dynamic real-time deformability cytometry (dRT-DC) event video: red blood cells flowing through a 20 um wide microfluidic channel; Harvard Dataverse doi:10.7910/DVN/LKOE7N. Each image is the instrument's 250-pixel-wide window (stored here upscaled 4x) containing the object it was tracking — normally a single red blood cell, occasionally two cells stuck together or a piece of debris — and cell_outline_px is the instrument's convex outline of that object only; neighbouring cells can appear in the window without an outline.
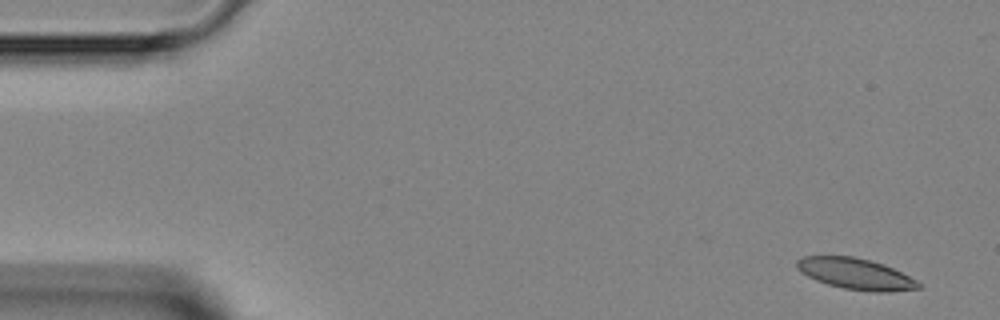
{"species": "Egyptian fruit bat (a non-hibernating species)", "species_latin": "Rousettus aegyptiacus", "temperature_condition": "room temperature", "stored_images_in_passage": 4, "camera_frame_rate_fps": 3000, "um_per_image_px": 0.085, "animal": {"sex": "female"}, "frame": {"image": 1, "passage_image": 1, "time_ms": 0.0, "image_size_px": [1000, 320], "cell_outline_px": [[920, 288], [888, 292], [872, 292], [844, 288], [828, 284], [816, 280], [800, 272], [796, 268], [796, 260], [804, 256], [852, 256], [884, 264], [916, 280], [920, 284]], "centroid_in_image_um": [72.7, 23.27], "position_along_channel_um": 12.3, "area_um2": 21.85}}
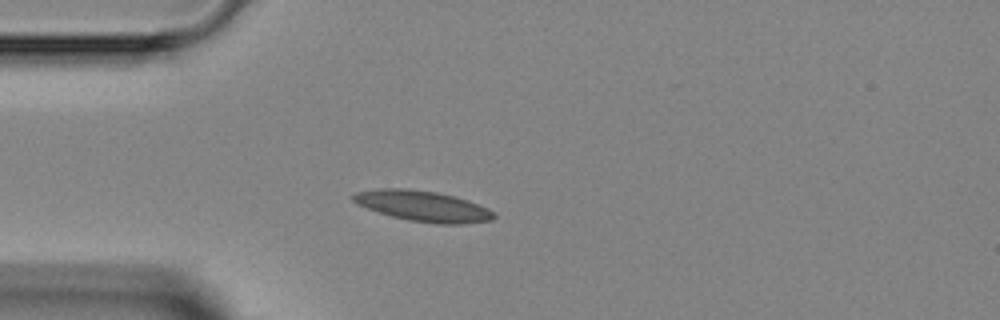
{"frame": {"image": 2, "passage_image": 4, "time_ms": 3.333, "image_size_px": [1000, 320], "cell_outline_px": [[496, 216], [492, 220], [464, 224], [440, 224], [408, 220], [392, 216], [356, 204], [352, 200], [352, 196], [356, 192], [380, 188], [408, 188], [436, 192], [468, 200], [488, 208], [496, 212]], "centroid_in_image_um": [35.98, 17.52], "position_along_channel_um": 49.0, "area_um2": 25.09}}